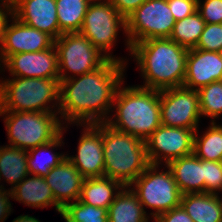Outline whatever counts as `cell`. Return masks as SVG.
<instances>
[{
    "label": "cell",
    "mask_w": 222,
    "mask_h": 222,
    "mask_svg": "<svg viewBox=\"0 0 222 222\" xmlns=\"http://www.w3.org/2000/svg\"><path fill=\"white\" fill-rule=\"evenodd\" d=\"M161 125L197 130L200 102L198 90L184 86L160 90Z\"/></svg>",
    "instance_id": "obj_11"
},
{
    "label": "cell",
    "mask_w": 222,
    "mask_h": 222,
    "mask_svg": "<svg viewBox=\"0 0 222 222\" xmlns=\"http://www.w3.org/2000/svg\"><path fill=\"white\" fill-rule=\"evenodd\" d=\"M198 92L201 116L210 117L211 122H215V118L222 114V80L203 86Z\"/></svg>",
    "instance_id": "obj_30"
},
{
    "label": "cell",
    "mask_w": 222,
    "mask_h": 222,
    "mask_svg": "<svg viewBox=\"0 0 222 222\" xmlns=\"http://www.w3.org/2000/svg\"><path fill=\"white\" fill-rule=\"evenodd\" d=\"M195 48L219 52L222 49V23H206Z\"/></svg>",
    "instance_id": "obj_31"
},
{
    "label": "cell",
    "mask_w": 222,
    "mask_h": 222,
    "mask_svg": "<svg viewBox=\"0 0 222 222\" xmlns=\"http://www.w3.org/2000/svg\"><path fill=\"white\" fill-rule=\"evenodd\" d=\"M175 21H179L197 11V0H167Z\"/></svg>",
    "instance_id": "obj_34"
},
{
    "label": "cell",
    "mask_w": 222,
    "mask_h": 222,
    "mask_svg": "<svg viewBox=\"0 0 222 222\" xmlns=\"http://www.w3.org/2000/svg\"><path fill=\"white\" fill-rule=\"evenodd\" d=\"M116 9L117 12L126 19L137 8H139L146 0H108Z\"/></svg>",
    "instance_id": "obj_36"
},
{
    "label": "cell",
    "mask_w": 222,
    "mask_h": 222,
    "mask_svg": "<svg viewBox=\"0 0 222 222\" xmlns=\"http://www.w3.org/2000/svg\"><path fill=\"white\" fill-rule=\"evenodd\" d=\"M8 16H10V18L13 16V3L3 1L0 3V48L3 43L4 32L9 22Z\"/></svg>",
    "instance_id": "obj_37"
},
{
    "label": "cell",
    "mask_w": 222,
    "mask_h": 222,
    "mask_svg": "<svg viewBox=\"0 0 222 222\" xmlns=\"http://www.w3.org/2000/svg\"><path fill=\"white\" fill-rule=\"evenodd\" d=\"M219 54H220V56H221V58H222V49L219 51Z\"/></svg>",
    "instance_id": "obj_41"
},
{
    "label": "cell",
    "mask_w": 222,
    "mask_h": 222,
    "mask_svg": "<svg viewBox=\"0 0 222 222\" xmlns=\"http://www.w3.org/2000/svg\"><path fill=\"white\" fill-rule=\"evenodd\" d=\"M3 1H6V2H11V3H13V2H14V0H3Z\"/></svg>",
    "instance_id": "obj_40"
},
{
    "label": "cell",
    "mask_w": 222,
    "mask_h": 222,
    "mask_svg": "<svg viewBox=\"0 0 222 222\" xmlns=\"http://www.w3.org/2000/svg\"><path fill=\"white\" fill-rule=\"evenodd\" d=\"M9 197L12 199L11 191L3 188L0 191V222H5L8 216L11 214L12 206Z\"/></svg>",
    "instance_id": "obj_38"
},
{
    "label": "cell",
    "mask_w": 222,
    "mask_h": 222,
    "mask_svg": "<svg viewBox=\"0 0 222 222\" xmlns=\"http://www.w3.org/2000/svg\"><path fill=\"white\" fill-rule=\"evenodd\" d=\"M93 0H56L60 36L79 32L87 8Z\"/></svg>",
    "instance_id": "obj_26"
},
{
    "label": "cell",
    "mask_w": 222,
    "mask_h": 222,
    "mask_svg": "<svg viewBox=\"0 0 222 222\" xmlns=\"http://www.w3.org/2000/svg\"><path fill=\"white\" fill-rule=\"evenodd\" d=\"M27 175L19 184L12 188V199L33 208H47L54 206L61 214L62 207L55 201V197L50 186L44 177Z\"/></svg>",
    "instance_id": "obj_19"
},
{
    "label": "cell",
    "mask_w": 222,
    "mask_h": 222,
    "mask_svg": "<svg viewBox=\"0 0 222 222\" xmlns=\"http://www.w3.org/2000/svg\"><path fill=\"white\" fill-rule=\"evenodd\" d=\"M119 28L125 33L126 20L117 9L108 0H93L87 8L79 32L107 59L127 63L124 58L120 59L110 54L117 41Z\"/></svg>",
    "instance_id": "obj_8"
},
{
    "label": "cell",
    "mask_w": 222,
    "mask_h": 222,
    "mask_svg": "<svg viewBox=\"0 0 222 222\" xmlns=\"http://www.w3.org/2000/svg\"><path fill=\"white\" fill-rule=\"evenodd\" d=\"M54 45L58 52L59 81L93 71L107 60L80 32L64 33L54 40Z\"/></svg>",
    "instance_id": "obj_10"
},
{
    "label": "cell",
    "mask_w": 222,
    "mask_h": 222,
    "mask_svg": "<svg viewBox=\"0 0 222 222\" xmlns=\"http://www.w3.org/2000/svg\"><path fill=\"white\" fill-rule=\"evenodd\" d=\"M104 176L130 186L149 165L146 143L102 123Z\"/></svg>",
    "instance_id": "obj_4"
},
{
    "label": "cell",
    "mask_w": 222,
    "mask_h": 222,
    "mask_svg": "<svg viewBox=\"0 0 222 222\" xmlns=\"http://www.w3.org/2000/svg\"><path fill=\"white\" fill-rule=\"evenodd\" d=\"M126 46L153 38H169L174 24V16L167 0H146L126 19Z\"/></svg>",
    "instance_id": "obj_9"
},
{
    "label": "cell",
    "mask_w": 222,
    "mask_h": 222,
    "mask_svg": "<svg viewBox=\"0 0 222 222\" xmlns=\"http://www.w3.org/2000/svg\"><path fill=\"white\" fill-rule=\"evenodd\" d=\"M153 219L154 222H193L192 218L181 205L164 212Z\"/></svg>",
    "instance_id": "obj_35"
},
{
    "label": "cell",
    "mask_w": 222,
    "mask_h": 222,
    "mask_svg": "<svg viewBox=\"0 0 222 222\" xmlns=\"http://www.w3.org/2000/svg\"><path fill=\"white\" fill-rule=\"evenodd\" d=\"M11 20L12 23L7 24L0 48V65L10 55L38 52L54 45V39L47 33L24 24L14 16Z\"/></svg>",
    "instance_id": "obj_13"
},
{
    "label": "cell",
    "mask_w": 222,
    "mask_h": 222,
    "mask_svg": "<svg viewBox=\"0 0 222 222\" xmlns=\"http://www.w3.org/2000/svg\"><path fill=\"white\" fill-rule=\"evenodd\" d=\"M201 163L204 165V192L218 195V191H222V162L201 159Z\"/></svg>",
    "instance_id": "obj_32"
},
{
    "label": "cell",
    "mask_w": 222,
    "mask_h": 222,
    "mask_svg": "<svg viewBox=\"0 0 222 222\" xmlns=\"http://www.w3.org/2000/svg\"><path fill=\"white\" fill-rule=\"evenodd\" d=\"M58 112L0 111L10 146L29 150L54 140L63 129Z\"/></svg>",
    "instance_id": "obj_6"
},
{
    "label": "cell",
    "mask_w": 222,
    "mask_h": 222,
    "mask_svg": "<svg viewBox=\"0 0 222 222\" xmlns=\"http://www.w3.org/2000/svg\"><path fill=\"white\" fill-rule=\"evenodd\" d=\"M197 11L205 23H222V0H197Z\"/></svg>",
    "instance_id": "obj_33"
},
{
    "label": "cell",
    "mask_w": 222,
    "mask_h": 222,
    "mask_svg": "<svg viewBox=\"0 0 222 222\" xmlns=\"http://www.w3.org/2000/svg\"><path fill=\"white\" fill-rule=\"evenodd\" d=\"M158 171V164H149L145 171L129 186L146 208L155 210L151 217L180 206L182 193L174 180L171 169ZM134 185V186H133Z\"/></svg>",
    "instance_id": "obj_7"
},
{
    "label": "cell",
    "mask_w": 222,
    "mask_h": 222,
    "mask_svg": "<svg viewBox=\"0 0 222 222\" xmlns=\"http://www.w3.org/2000/svg\"><path fill=\"white\" fill-rule=\"evenodd\" d=\"M13 16L54 40L60 36L56 0H14Z\"/></svg>",
    "instance_id": "obj_16"
},
{
    "label": "cell",
    "mask_w": 222,
    "mask_h": 222,
    "mask_svg": "<svg viewBox=\"0 0 222 222\" xmlns=\"http://www.w3.org/2000/svg\"><path fill=\"white\" fill-rule=\"evenodd\" d=\"M12 222H40L37 218L29 215H20L15 218Z\"/></svg>",
    "instance_id": "obj_39"
},
{
    "label": "cell",
    "mask_w": 222,
    "mask_h": 222,
    "mask_svg": "<svg viewBox=\"0 0 222 222\" xmlns=\"http://www.w3.org/2000/svg\"><path fill=\"white\" fill-rule=\"evenodd\" d=\"M3 188H4V186H3V185H0V191H1Z\"/></svg>",
    "instance_id": "obj_42"
},
{
    "label": "cell",
    "mask_w": 222,
    "mask_h": 222,
    "mask_svg": "<svg viewBox=\"0 0 222 222\" xmlns=\"http://www.w3.org/2000/svg\"><path fill=\"white\" fill-rule=\"evenodd\" d=\"M59 91V78L13 77L0 80V111L58 112ZM53 107L57 110L51 109Z\"/></svg>",
    "instance_id": "obj_5"
},
{
    "label": "cell",
    "mask_w": 222,
    "mask_h": 222,
    "mask_svg": "<svg viewBox=\"0 0 222 222\" xmlns=\"http://www.w3.org/2000/svg\"><path fill=\"white\" fill-rule=\"evenodd\" d=\"M78 143L77 155L67 158L84 178L104 176L102 123L84 124Z\"/></svg>",
    "instance_id": "obj_14"
},
{
    "label": "cell",
    "mask_w": 222,
    "mask_h": 222,
    "mask_svg": "<svg viewBox=\"0 0 222 222\" xmlns=\"http://www.w3.org/2000/svg\"><path fill=\"white\" fill-rule=\"evenodd\" d=\"M60 215L66 222H108L107 209L87 205L79 200L65 205Z\"/></svg>",
    "instance_id": "obj_29"
},
{
    "label": "cell",
    "mask_w": 222,
    "mask_h": 222,
    "mask_svg": "<svg viewBox=\"0 0 222 222\" xmlns=\"http://www.w3.org/2000/svg\"><path fill=\"white\" fill-rule=\"evenodd\" d=\"M126 65L107 59L93 71L61 80L58 114L64 119L63 124L106 122L107 115L113 112L114 96L124 80Z\"/></svg>",
    "instance_id": "obj_1"
},
{
    "label": "cell",
    "mask_w": 222,
    "mask_h": 222,
    "mask_svg": "<svg viewBox=\"0 0 222 222\" xmlns=\"http://www.w3.org/2000/svg\"><path fill=\"white\" fill-rule=\"evenodd\" d=\"M217 194L191 193L181 197L180 205L193 222H222V199Z\"/></svg>",
    "instance_id": "obj_21"
},
{
    "label": "cell",
    "mask_w": 222,
    "mask_h": 222,
    "mask_svg": "<svg viewBox=\"0 0 222 222\" xmlns=\"http://www.w3.org/2000/svg\"><path fill=\"white\" fill-rule=\"evenodd\" d=\"M27 175V150L10 145L0 146V180L4 177L11 184V190Z\"/></svg>",
    "instance_id": "obj_25"
},
{
    "label": "cell",
    "mask_w": 222,
    "mask_h": 222,
    "mask_svg": "<svg viewBox=\"0 0 222 222\" xmlns=\"http://www.w3.org/2000/svg\"><path fill=\"white\" fill-rule=\"evenodd\" d=\"M195 131L160 125L145 140L149 164L167 165L171 160L192 154Z\"/></svg>",
    "instance_id": "obj_12"
},
{
    "label": "cell",
    "mask_w": 222,
    "mask_h": 222,
    "mask_svg": "<svg viewBox=\"0 0 222 222\" xmlns=\"http://www.w3.org/2000/svg\"><path fill=\"white\" fill-rule=\"evenodd\" d=\"M206 129L201 137L199 130L195 131L193 153L199 159L222 162V125L211 122Z\"/></svg>",
    "instance_id": "obj_27"
},
{
    "label": "cell",
    "mask_w": 222,
    "mask_h": 222,
    "mask_svg": "<svg viewBox=\"0 0 222 222\" xmlns=\"http://www.w3.org/2000/svg\"><path fill=\"white\" fill-rule=\"evenodd\" d=\"M44 178L62 208L72 200H79L85 178L67 157Z\"/></svg>",
    "instance_id": "obj_18"
},
{
    "label": "cell",
    "mask_w": 222,
    "mask_h": 222,
    "mask_svg": "<svg viewBox=\"0 0 222 222\" xmlns=\"http://www.w3.org/2000/svg\"><path fill=\"white\" fill-rule=\"evenodd\" d=\"M222 80V58L219 52L189 49L186 59V75L183 86L199 90L215 81Z\"/></svg>",
    "instance_id": "obj_17"
},
{
    "label": "cell",
    "mask_w": 222,
    "mask_h": 222,
    "mask_svg": "<svg viewBox=\"0 0 222 222\" xmlns=\"http://www.w3.org/2000/svg\"><path fill=\"white\" fill-rule=\"evenodd\" d=\"M3 65L12 77L59 78L58 52L55 45L38 52L10 55Z\"/></svg>",
    "instance_id": "obj_15"
},
{
    "label": "cell",
    "mask_w": 222,
    "mask_h": 222,
    "mask_svg": "<svg viewBox=\"0 0 222 222\" xmlns=\"http://www.w3.org/2000/svg\"><path fill=\"white\" fill-rule=\"evenodd\" d=\"M130 54L137 62L145 81L140 87L160 91L183 86L187 48L170 38H153L133 44Z\"/></svg>",
    "instance_id": "obj_2"
},
{
    "label": "cell",
    "mask_w": 222,
    "mask_h": 222,
    "mask_svg": "<svg viewBox=\"0 0 222 222\" xmlns=\"http://www.w3.org/2000/svg\"><path fill=\"white\" fill-rule=\"evenodd\" d=\"M65 129V126H63L62 132L54 140L27 151V166L29 175L45 177L53 167L59 165L64 158H66L67 155H64V153L57 154V152H52V150H54L56 147L62 146L63 132L66 131ZM50 149L52 150L50 151ZM41 151L48 153V156L46 155L42 159L41 153L43 152ZM40 158L42 161L39 160Z\"/></svg>",
    "instance_id": "obj_24"
},
{
    "label": "cell",
    "mask_w": 222,
    "mask_h": 222,
    "mask_svg": "<svg viewBox=\"0 0 222 222\" xmlns=\"http://www.w3.org/2000/svg\"><path fill=\"white\" fill-rule=\"evenodd\" d=\"M108 222H148L143 205L129 186H124L107 210Z\"/></svg>",
    "instance_id": "obj_23"
},
{
    "label": "cell",
    "mask_w": 222,
    "mask_h": 222,
    "mask_svg": "<svg viewBox=\"0 0 222 222\" xmlns=\"http://www.w3.org/2000/svg\"><path fill=\"white\" fill-rule=\"evenodd\" d=\"M205 24L200 13L196 11L190 16L175 21L169 38L188 50L193 49L199 41Z\"/></svg>",
    "instance_id": "obj_28"
},
{
    "label": "cell",
    "mask_w": 222,
    "mask_h": 222,
    "mask_svg": "<svg viewBox=\"0 0 222 222\" xmlns=\"http://www.w3.org/2000/svg\"><path fill=\"white\" fill-rule=\"evenodd\" d=\"M121 86L117 88L113 101L115 117L108 118L105 123L145 141L161 125L160 91L139 85Z\"/></svg>",
    "instance_id": "obj_3"
},
{
    "label": "cell",
    "mask_w": 222,
    "mask_h": 222,
    "mask_svg": "<svg viewBox=\"0 0 222 222\" xmlns=\"http://www.w3.org/2000/svg\"><path fill=\"white\" fill-rule=\"evenodd\" d=\"M167 166L182 195L204 192V165L194 153L171 160Z\"/></svg>",
    "instance_id": "obj_20"
},
{
    "label": "cell",
    "mask_w": 222,
    "mask_h": 222,
    "mask_svg": "<svg viewBox=\"0 0 222 222\" xmlns=\"http://www.w3.org/2000/svg\"><path fill=\"white\" fill-rule=\"evenodd\" d=\"M123 187L119 181L105 176L85 178L79 201L87 205L108 210L116 195Z\"/></svg>",
    "instance_id": "obj_22"
}]
</instances>
